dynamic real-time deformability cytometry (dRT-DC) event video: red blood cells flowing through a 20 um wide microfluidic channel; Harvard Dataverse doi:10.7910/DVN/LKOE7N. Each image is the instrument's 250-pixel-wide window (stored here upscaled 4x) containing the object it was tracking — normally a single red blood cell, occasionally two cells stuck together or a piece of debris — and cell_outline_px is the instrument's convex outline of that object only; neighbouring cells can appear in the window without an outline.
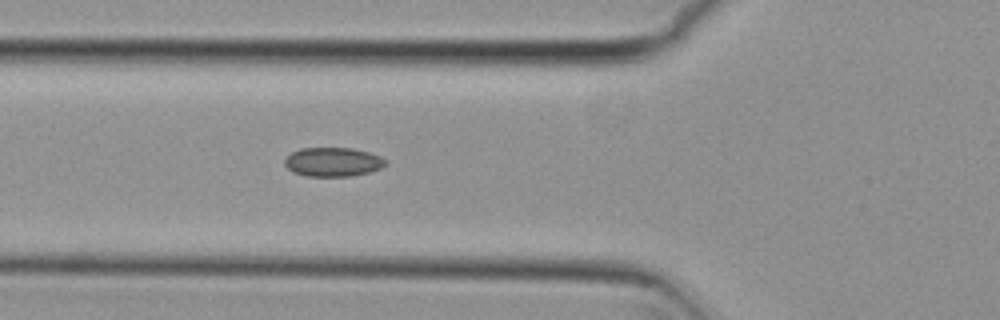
{"species": "common noctule bat (a hibernating species)", "species_latin": "Nyctalus noctula", "temperature_condition": "cold", "stored_images_in_passage": 6, "camera_frame_rate_fps": 3000, "um_per_image_px": 0.085, "animal": {"sex": "female", "body_mass_g": 29.2, "forearm_length_mm": 56.3}, "frame": {"image": 1, "passage_image": 6, "time_ms": 1.667, "image_size_px": [1000, 320], "cell_outline_px": [[388, 164], [380, 168], [368, 172], [352, 176], [308, 176], [292, 172], [284, 164], [284, 160], [292, 152], [300, 148], [352, 148], [368, 152], [380, 156], [388, 160]], "centroid_in_image_um": [28.31, 13.76], "position_along_channel_um": 97.5, "area_um2": 17.11}}